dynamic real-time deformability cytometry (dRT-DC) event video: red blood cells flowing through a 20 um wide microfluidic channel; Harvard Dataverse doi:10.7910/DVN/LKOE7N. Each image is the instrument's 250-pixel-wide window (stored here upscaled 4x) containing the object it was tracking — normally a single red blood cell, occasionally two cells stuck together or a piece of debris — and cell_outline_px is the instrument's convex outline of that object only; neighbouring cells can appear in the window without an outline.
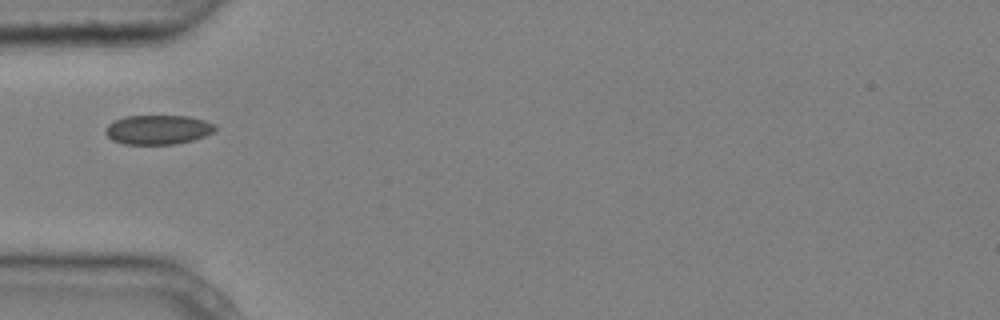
{"species": "common noctule bat (a hibernating species)", "species_latin": "Nyctalus noctula", "temperature_condition": "cold", "stored_images_in_passage": 1, "camera_frame_rate_fps": 3000, "um_per_image_px": 0.085, "animal": {"sex": "male", "body_mass_g": 20.4}, "frame": {"image": 1, "passage_image": 1, "time_ms": 0.0, "image_size_px": [1000, 320], "cell_outline_px": [[216, 128], [212, 132], [204, 136], [192, 140], [176, 144], [124, 144], [112, 140], [104, 132], [104, 128], [108, 124], [124, 116], [188, 116], [204, 120], [216, 124]], "centroid_in_image_um": [13.41, 11.02], "position_along_channel_um": 71.6, "area_um2": 18.79}}